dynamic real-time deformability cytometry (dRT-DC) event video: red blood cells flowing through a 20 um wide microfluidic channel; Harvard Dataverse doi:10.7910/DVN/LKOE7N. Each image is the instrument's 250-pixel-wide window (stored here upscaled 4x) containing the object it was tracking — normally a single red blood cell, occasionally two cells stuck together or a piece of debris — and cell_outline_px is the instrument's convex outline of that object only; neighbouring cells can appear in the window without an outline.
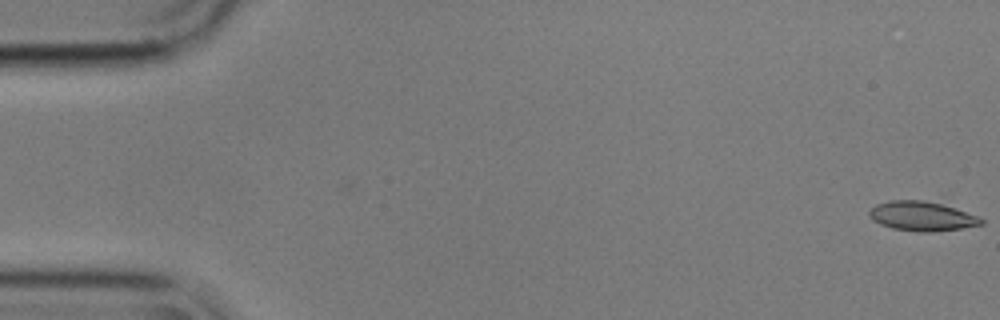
{"species": "common noctule bat (a hibernating species)", "species_latin": "Nyctalus noctula", "temperature_condition": "cold", "stored_images_in_passage": 12, "camera_frame_rate_fps": 3000, "um_per_image_px": 0.085, "animal": {"sex": "male", "body_mass_g": 17.9}, "frame": {"image": 1, "passage_image": 1, "time_ms": 0.0, "image_size_px": [1000, 320], "cell_outline_px": [[984, 224], [960, 228], [932, 232], [920, 232], [892, 228], [880, 224], [872, 220], [868, 216], [868, 212], [876, 204], [892, 200], [924, 200], [956, 208], [980, 216], [984, 220]], "centroid_in_image_um": [78.37, 18.37], "position_along_channel_um": 6.6, "area_um2": 19.25}}